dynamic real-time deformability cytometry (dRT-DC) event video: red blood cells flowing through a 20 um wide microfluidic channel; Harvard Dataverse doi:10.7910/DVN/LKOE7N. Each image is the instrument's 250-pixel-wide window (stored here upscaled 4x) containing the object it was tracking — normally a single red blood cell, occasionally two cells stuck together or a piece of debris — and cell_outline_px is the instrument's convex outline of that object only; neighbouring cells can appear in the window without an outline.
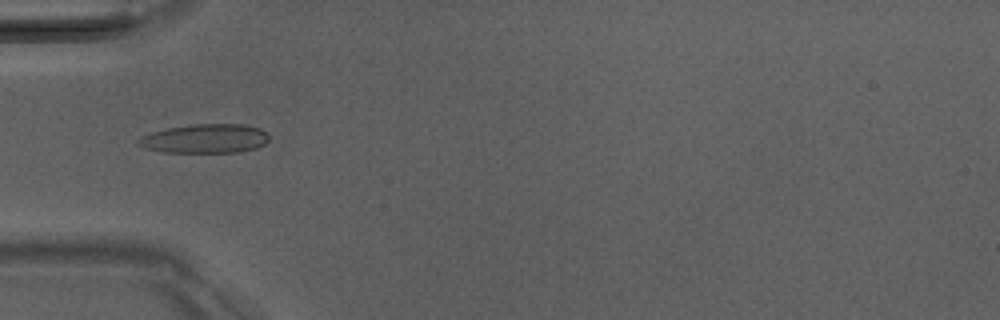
{"species": "Egyptian fruit bat (a non-hibernating species)", "species_latin": "Rousettus aegyptiacus", "temperature_condition": "room temperature", "stored_images_in_passage": 50, "camera_frame_rate_fps": 3000, "um_per_image_px": 0.085, "animal": {"sex": "male"}, "frame": {"image": 1, "passage_image": 16, "time_ms": 5.0, "image_size_px": [1000, 320], "cell_outline_px": [[268, 140], [264, 144], [256, 148], [240, 152], [164, 152], [144, 148], [136, 144], [136, 140], [140, 136], [152, 132], [168, 128], [192, 124], [244, 124], [260, 128], [268, 132]], "centroid_in_image_um": [17.42, 11.78], "position_along_channel_um": 67.6, "area_um2": 22.31}}
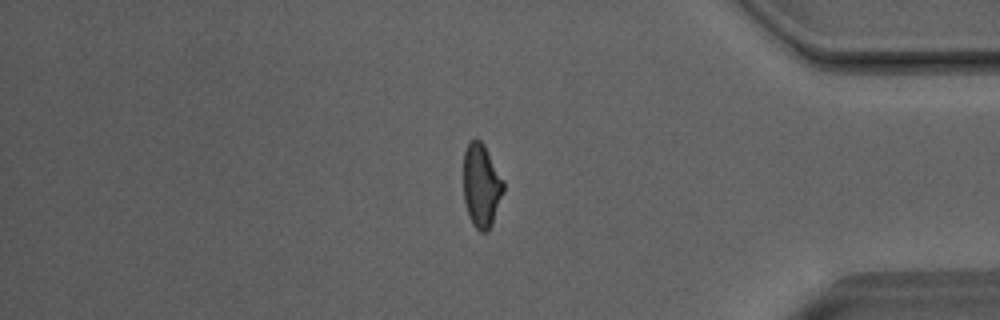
{"frame": {"image": 2, "passage_image": 42, "time_ms": 13.667, "image_size_px": [1000, 320], "cell_outline_px": [[504, 188], [492, 224], [488, 232], [480, 232], [472, 224], [468, 216], [464, 200], [464, 152], [468, 144], [476, 136], [484, 144], [504, 180]], "centroid_in_image_um": [40.91, 15.77], "position_along_channel_um": 394.3, "area_um2": 19.54}}
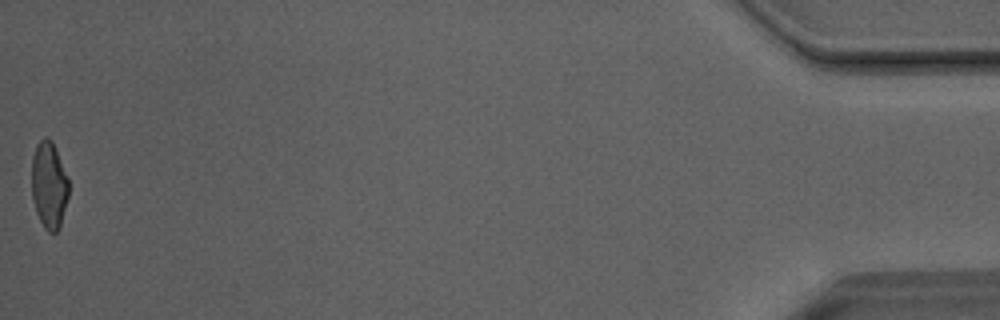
{"frame": {"image": 3, "passage_image": 50, "time_ms": 16.333, "image_size_px": [1000, 320], "cell_outline_px": [[68, 196], [60, 228], [56, 232], [48, 232], [44, 228], [36, 212], [32, 200], [32, 156], [36, 144], [44, 136], [48, 136], [52, 140], [68, 176]], "centroid_in_image_um": [4.16, 15.71], "position_along_channel_um": 431.0, "area_um2": 19.02}, "authors_computed_cell_mechanics": {"area_um2": 20.1433, "velocity_mm_per_s": 4.0838, "shape_relaxation_time_tau1_ms": 6.0326, "shape_relaxation_time_tau2_ms": 2.8542, "deformation_change_tau1": 0.1763, "deformation_change_tau2": 0.1012}}